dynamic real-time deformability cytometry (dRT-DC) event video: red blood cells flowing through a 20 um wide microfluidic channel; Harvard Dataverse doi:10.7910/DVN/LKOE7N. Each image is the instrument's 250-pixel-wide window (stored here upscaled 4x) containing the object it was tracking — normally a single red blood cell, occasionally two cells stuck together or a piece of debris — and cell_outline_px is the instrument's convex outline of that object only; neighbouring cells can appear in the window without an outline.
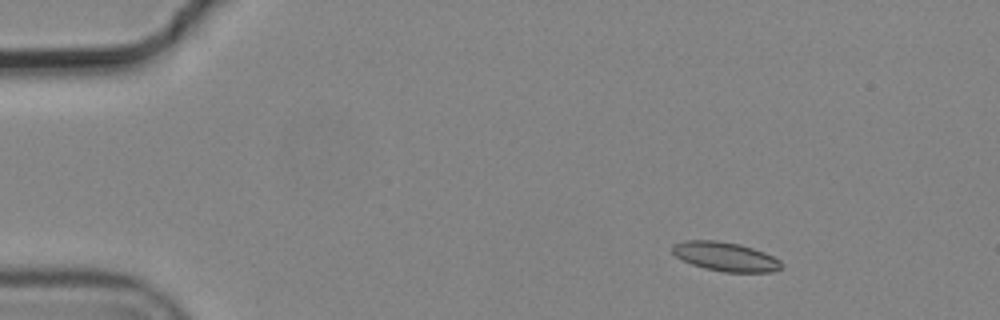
{"species": "common noctule bat (a hibernating species)", "species_latin": "Nyctalus noctula", "temperature_condition": "cold", "stored_images_in_passage": 6, "camera_frame_rate_fps": 3000, "um_per_image_px": 0.085, "animal": {"sex": "male", "body_mass_g": 19.2, "forearm_length_mm": 51.8}, "frame": {"image": 1, "passage_image": 3, "time_ms": 0.667, "image_size_px": [1000, 320], "cell_outline_px": [[784, 264], [776, 272], [724, 272], [704, 268], [692, 264], [676, 256], [672, 252], [672, 244], [684, 240], [716, 240], [740, 244], [764, 252], [780, 260]], "centroid_in_image_um": [61.67, 21.81], "position_along_channel_um": 23.3, "area_um2": 18.55}}